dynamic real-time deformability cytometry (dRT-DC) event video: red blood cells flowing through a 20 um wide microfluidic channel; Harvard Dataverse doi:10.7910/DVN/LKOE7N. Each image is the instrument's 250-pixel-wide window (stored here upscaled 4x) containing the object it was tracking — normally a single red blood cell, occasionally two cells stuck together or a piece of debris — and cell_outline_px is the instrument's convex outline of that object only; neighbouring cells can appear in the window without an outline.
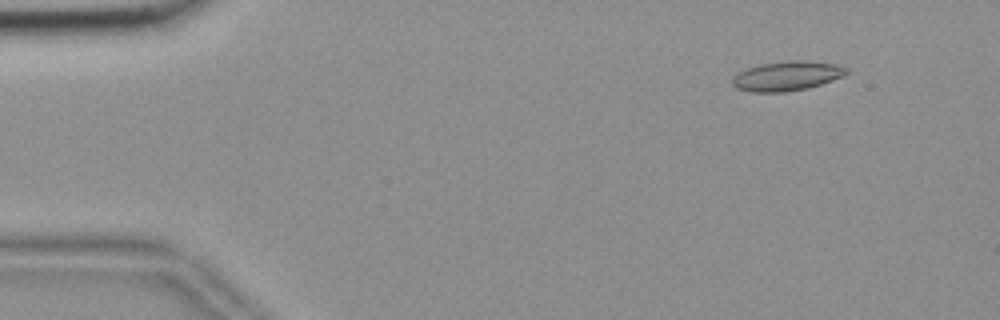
{"species": "common noctule bat (a hibernating species)", "species_latin": "Nyctalus noctula", "temperature_condition": "room temperature", "stored_images_in_passage": 54, "camera_frame_rate_fps": 3000, "um_per_image_px": 0.085, "animal": {"sex": "female", "body_mass_g": 18.4}, "frame": {"image": 1, "passage_image": 6, "time_ms": 1.667, "image_size_px": [1000, 320], "cell_outline_px": [[848, 72], [832, 80], [808, 88], [784, 92], [752, 92], [736, 88], [732, 84], [732, 80], [740, 72], [748, 68], [760, 64], [788, 60], [796, 60], [836, 64], [848, 68]], "centroid_in_image_um": [66.88, 6.46], "position_along_channel_um": 18.1, "area_um2": 19.31}}
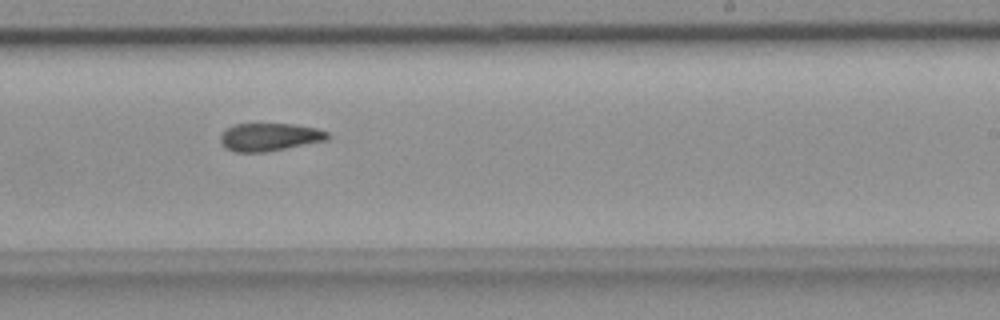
{"frame": {"image": 2, "passage_image": 34, "time_ms": 11.0, "image_size_px": [1000, 320], "cell_outline_px": [[332, 136], [328, 140], [264, 152], [236, 152], [224, 148], [220, 144], [220, 136], [232, 124], [292, 124], [316, 128], [328, 132]], "centroid_in_image_um": [22.91, 11.65], "position_along_channel_um": 266.1, "area_um2": 17.46}}
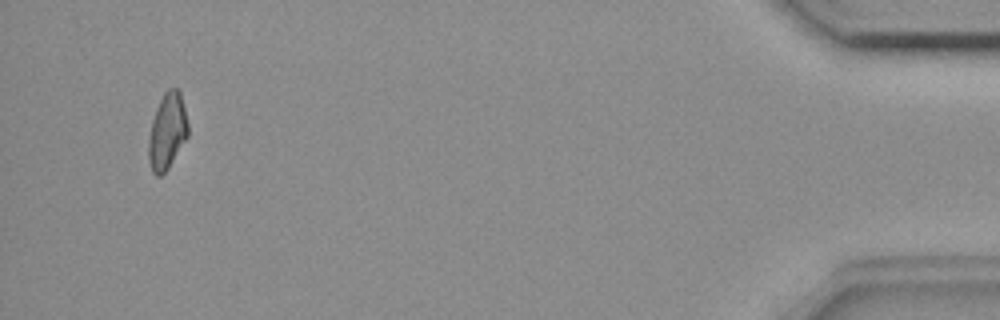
{"frame": {"image": 3, "passage_image": 53, "time_ms": 17.333, "image_size_px": [1000, 320], "cell_outline_px": [[188, 136], [168, 168], [160, 176], [156, 176], [152, 172], [148, 160], [148, 136], [152, 120], [156, 108], [164, 92], [168, 88], [176, 88], [180, 92], [188, 124]], "centroid_in_image_um": [14.19, 11.17], "position_along_channel_um": 421.0, "area_um2": 17.51}}